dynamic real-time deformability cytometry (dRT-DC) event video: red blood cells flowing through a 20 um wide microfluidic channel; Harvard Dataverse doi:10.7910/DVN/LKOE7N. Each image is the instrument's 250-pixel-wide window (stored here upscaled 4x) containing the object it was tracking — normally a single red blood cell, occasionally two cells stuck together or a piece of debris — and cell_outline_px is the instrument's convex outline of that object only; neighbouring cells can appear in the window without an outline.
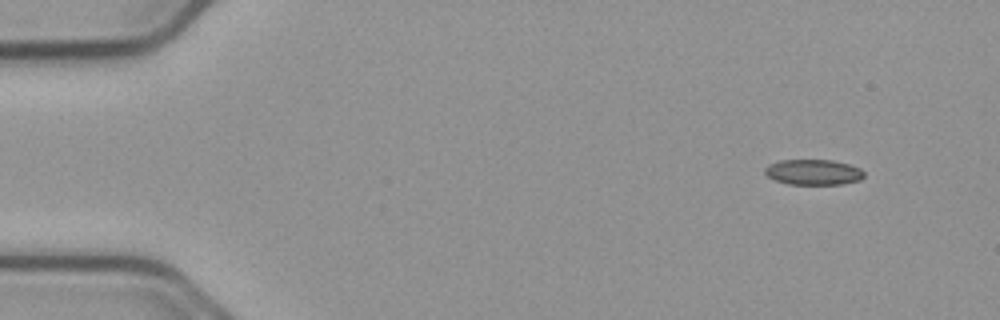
{"species": "common noctule bat (a hibernating species)", "species_latin": "Nyctalus noctula", "temperature_condition": "cold", "stored_images_in_passage": 51, "camera_frame_rate_fps": 3000, "um_per_image_px": 0.085, "animal": {"sex": "male", "body_mass_g": 23.1, "forearm_length_mm": 52.7}, "frame": {"image": 1, "passage_image": 1, "time_ms": 0.0, "image_size_px": [1000, 320], "cell_outline_px": [[864, 176], [860, 180], [844, 184], [788, 184], [776, 180], [768, 176], [764, 172], [764, 168], [768, 164], [780, 160], [832, 160], [848, 164], [860, 168], [864, 172]], "centroid_in_image_um": [69.14, 14.63], "position_along_channel_um": 15.9, "area_um2": 14.74}}
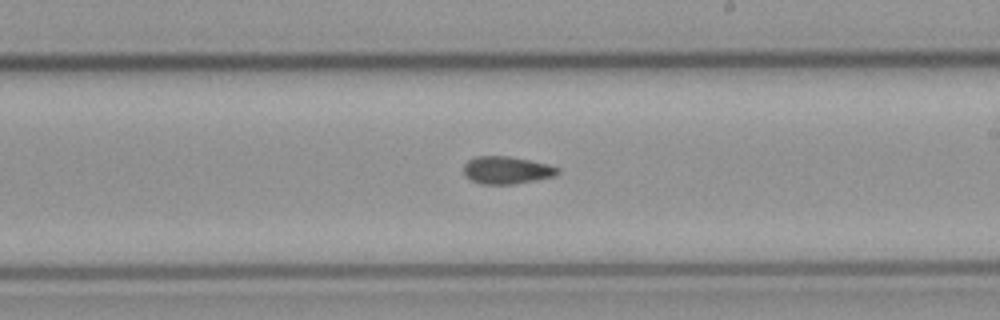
{"frame": {"image": 2, "passage_image": 28, "time_ms": 9.0, "image_size_px": [1000, 320], "cell_outline_px": [[560, 172], [552, 176], [536, 180], [512, 184], [480, 184], [464, 176], [464, 164], [468, 160], [476, 156], [508, 156], [548, 164], [560, 168]], "centroid_in_image_um": [43.04, 14.46], "position_along_channel_um": 246.0, "area_um2": 15.03}}
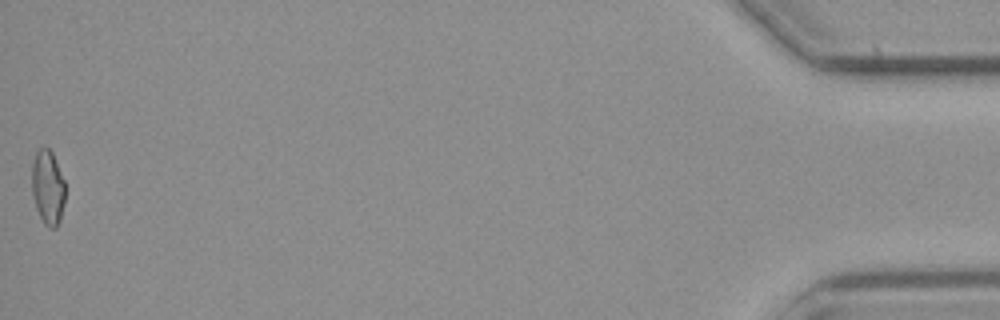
{"frame": {"image": 3, "passage_image": 51, "time_ms": 16.667, "image_size_px": [1000, 320], "cell_outline_px": [[64, 200], [60, 220], [56, 228], [48, 228], [44, 224], [36, 208], [32, 192], [32, 164], [36, 152], [40, 148], [48, 148], [52, 152], [64, 180]], "centroid_in_image_um": [4.05, 15.94], "position_along_channel_um": 431.1, "area_um2": 14.33}, "authors_computed_cell_mechanics": {"area_um2": 15.0858, "velocity_mm_per_s": 3.7476, "shape_relaxation_time_tau1_ms": null, "shape_relaxation_time_tau2_ms": 7.5857, "deformation_change_tau1": null, "deformation_change_tau2": 0.1323}}